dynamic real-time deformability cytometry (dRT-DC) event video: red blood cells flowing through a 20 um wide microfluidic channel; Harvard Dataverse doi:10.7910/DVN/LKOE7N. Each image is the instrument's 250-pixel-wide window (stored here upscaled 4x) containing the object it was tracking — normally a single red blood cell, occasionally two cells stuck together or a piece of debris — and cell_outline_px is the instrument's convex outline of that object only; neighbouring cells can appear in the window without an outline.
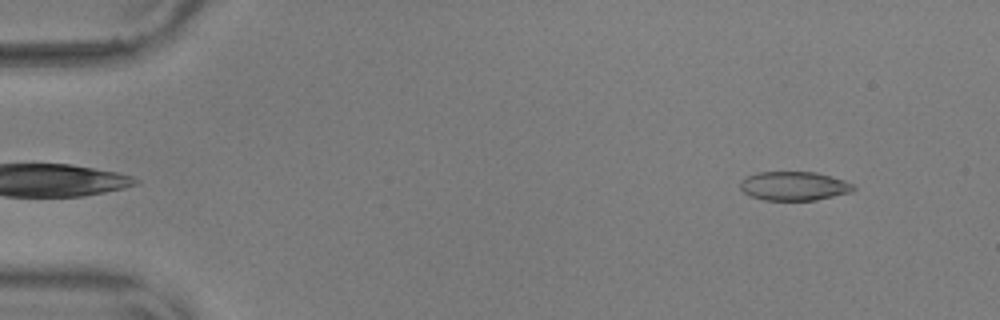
{"species": "common noctule bat (a hibernating species)", "species_latin": "Nyctalus noctula", "temperature_condition": "warm", "stored_images_in_passage": 53, "camera_frame_rate_fps": 3000, "um_per_image_px": 0.085, "animal": {"sex": "male", "body_mass_g": 17.9, "forearm_length_mm": 54.2}, "frame": {"image": 1, "passage_image": 3, "time_ms": 0.667, "image_size_px": [1000, 320], "cell_outline_px": [[856, 188], [852, 192], [816, 200], [764, 200], [752, 196], [744, 192], [740, 188], [740, 180], [756, 172], [816, 172], [844, 180], [852, 184]], "centroid_in_image_um": [67.49, 15.81], "position_along_channel_um": 17.5, "area_um2": 19.07}}
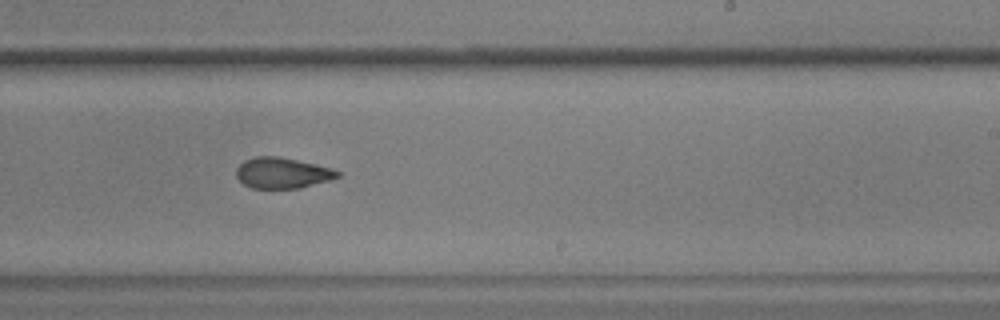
{"frame": {"image": 2, "passage_image": 32, "time_ms": 10.333, "image_size_px": [1000, 320], "cell_outline_px": [[340, 176], [328, 180], [300, 188], [252, 188], [244, 184], [236, 176], [236, 168], [244, 160], [252, 156], [280, 156], [316, 164], [332, 168], [340, 172]], "centroid_in_image_um": [23.97, 14.68], "position_along_channel_um": 265.0, "area_um2": 18.21}}
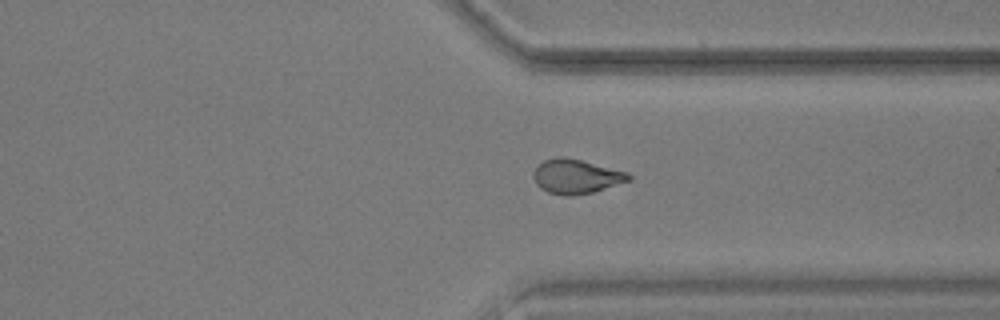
{"frame": {"image": 3, "passage_image": 40, "time_ms": 13.0, "image_size_px": [1000, 320], "cell_outline_px": [[632, 180], [592, 192], [572, 196], [564, 196], [548, 192], [540, 188], [536, 184], [532, 176], [532, 172], [544, 160], [556, 156], [560, 156], [580, 160], [628, 172], [632, 176]], "centroid_in_image_um": [48.96, 15.0], "position_along_channel_um": 362.4, "area_um2": 19.07}, "authors_computed_cell_mechanics": {"area_um2": 19.3052, "velocity_mm_per_s": 3.6468, "shape_relaxation_time_tau1_ms": 7.0041, "shape_relaxation_time_tau2_ms": 1.7817, "deformation_change_tau1": 0.1691, "deformation_change_tau2": 0.0724}}